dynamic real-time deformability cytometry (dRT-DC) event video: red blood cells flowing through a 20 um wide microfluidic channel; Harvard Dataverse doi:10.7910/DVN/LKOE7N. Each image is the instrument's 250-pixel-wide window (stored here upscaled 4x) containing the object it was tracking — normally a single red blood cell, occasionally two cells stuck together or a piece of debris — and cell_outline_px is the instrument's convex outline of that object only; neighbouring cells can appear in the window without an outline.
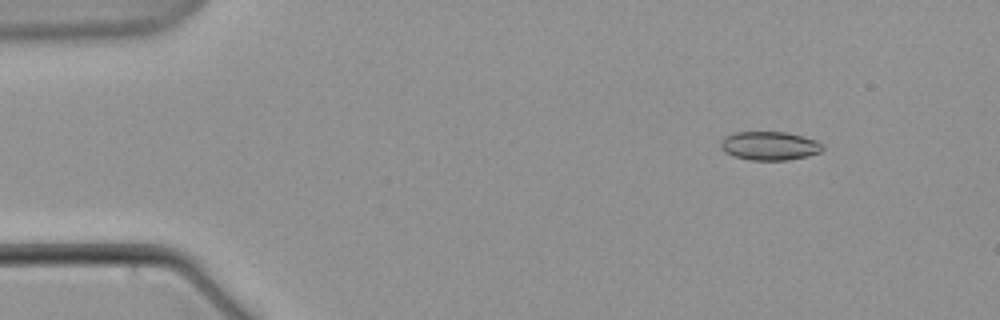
{"species": "common noctule bat (a hibernating species)", "species_latin": "Nyctalus noctula", "temperature_condition": "warm", "stored_images_in_passage": 9, "camera_frame_rate_fps": 3000, "um_per_image_px": 0.085, "animal": {"sex": "male", "body_mass_g": 21.5, "forearm_length_mm": 52.0}, "frame": {"image": 1, "passage_image": 2, "time_ms": 1.333, "image_size_px": [1000, 320], "cell_outline_px": [[824, 148], [820, 152], [808, 156], [788, 160], [752, 160], [732, 156], [724, 152], [720, 148], [720, 140], [724, 136], [732, 132], [788, 132], [816, 140], [824, 144]], "centroid_in_image_um": [65.39, 12.39], "position_along_channel_um": 19.6, "area_um2": 17.34}}
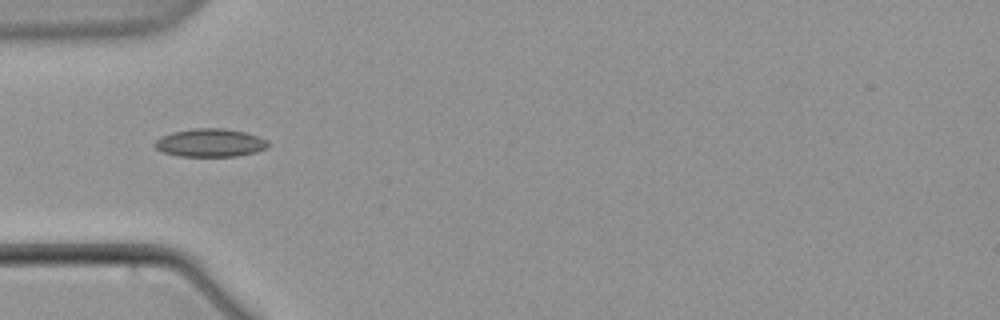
{"frame": {"image": 2, "passage_image": 6, "time_ms": 6.0, "image_size_px": [1000, 320], "cell_outline_px": [[268, 148], [256, 152], [236, 156], [180, 156], [160, 152], [152, 144], [156, 140], [172, 132], [192, 128], [224, 128], [244, 132], [268, 140]], "centroid_in_image_um": [17.85, 12.14], "position_along_channel_um": 67.1, "area_um2": 18.61}}
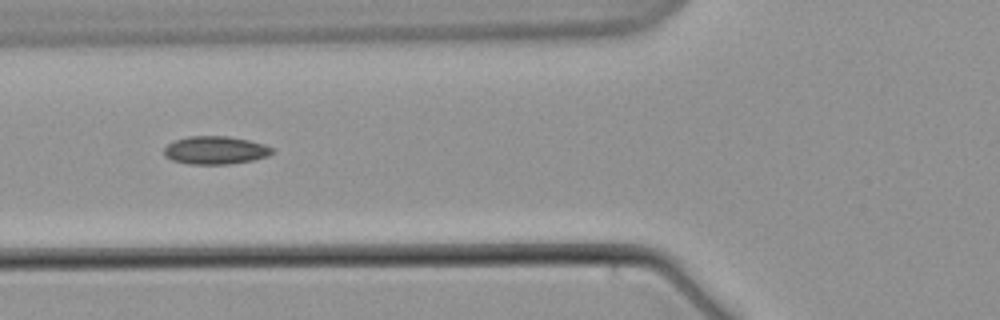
{"frame": {"image": 3, "passage_image": 7, "time_ms": 7.333, "image_size_px": [1000, 320], "cell_outline_px": [[272, 152], [268, 156], [252, 160], [228, 164], [188, 164], [172, 160], [164, 156], [164, 148], [168, 144], [176, 140], [188, 136], [228, 136], [248, 140], [264, 144], [272, 148]], "centroid_in_image_um": [18.28, 12.77], "position_along_channel_um": 107.5, "area_um2": 17.57}}